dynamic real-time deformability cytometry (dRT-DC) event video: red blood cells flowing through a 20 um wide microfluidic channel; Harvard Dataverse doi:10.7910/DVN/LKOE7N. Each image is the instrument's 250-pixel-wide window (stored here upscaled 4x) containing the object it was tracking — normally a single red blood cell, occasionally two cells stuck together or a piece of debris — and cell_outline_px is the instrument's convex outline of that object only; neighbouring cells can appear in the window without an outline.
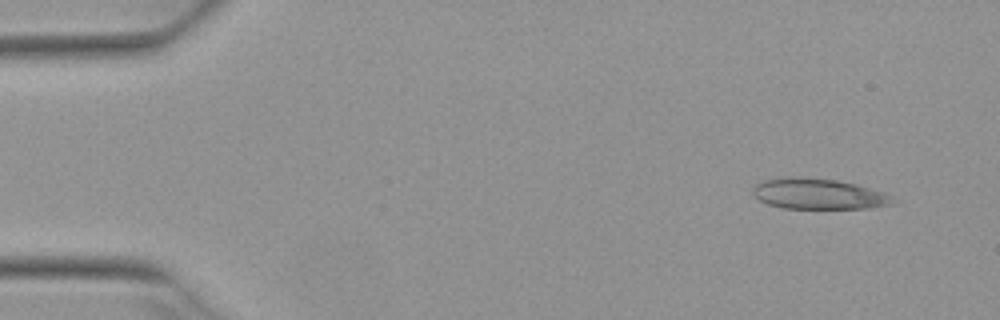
{"species": "Egyptian fruit bat (a non-hibernating species)", "species_latin": "Rousettus aegyptiacus", "temperature_condition": "warm", "stored_images_in_passage": 4, "camera_frame_rate_fps": 3000, "um_per_image_px": 0.085, "animal": {"sex": "female"}, "frame": {"image": 1, "passage_image": 1, "time_ms": 0.0, "image_size_px": [1000, 320], "cell_outline_px": [[896, 200], [892, 204], [868, 208], [780, 208], [768, 204], [760, 200], [752, 192], [752, 188], [756, 184], [764, 180], [788, 176], [796, 176], [836, 180], [856, 184], [884, 192]], "centroid_in_image_um": [69.55, 16.47], "position_along_channel_um": 15.5, "area_um2": 24.97}}
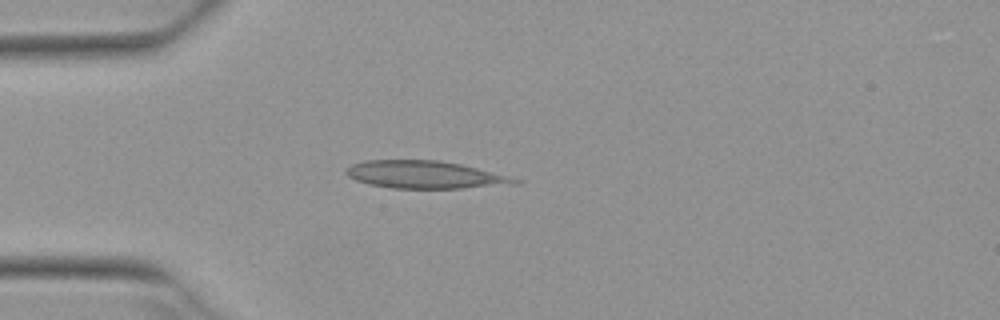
{"frame": {"image": 2, "passage_image": 3, "time_ms": 0.667, "image_size_px": [1000, 320], "cell_outline_px": [[524, 180], [520, 184], [460, 188], [392, 188], [368, 184], [356, 180], [348, 176], [344, 172], [352, 164], [368, 160], [440, 160], [460, 164]], "centroid_in_image_um": [36.13, 14.85], "position_along_channel_um": 48.9, "area_um2": 26.99}}